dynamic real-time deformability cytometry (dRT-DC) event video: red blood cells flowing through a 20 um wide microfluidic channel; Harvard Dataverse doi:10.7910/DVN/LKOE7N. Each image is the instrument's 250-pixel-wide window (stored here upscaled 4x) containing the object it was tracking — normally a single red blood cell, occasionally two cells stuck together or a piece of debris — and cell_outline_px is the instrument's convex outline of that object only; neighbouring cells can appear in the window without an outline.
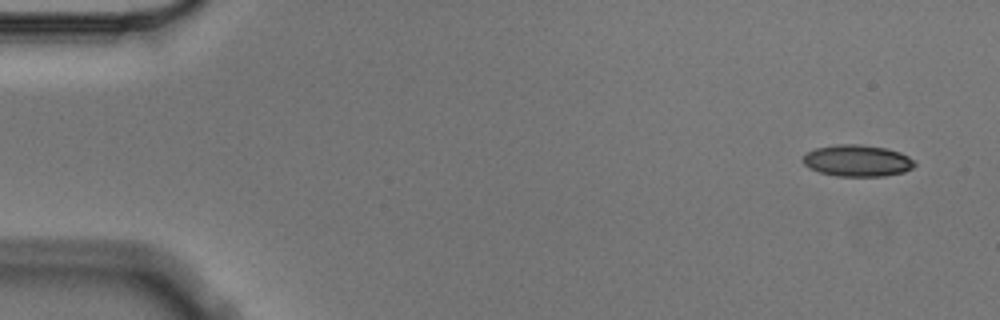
{"species": "Egyptian fruit bat (a non-hibernating species)", "species_latin": "Rousettus aegyptiacus", "temperature_condition": "cold", "stored_images_in_passage": 4, "camera_frame_rate_fps": 3000, "um_per_image_px": 0.085, "animal": {"sex": "male"}, "frame": {"image": 1, "passage_image": 1, "time_ms": 0.0, "image_size_px": [1000, 320], "cell_outline_px": [[916, 164], [912, 168], [904, 172], [884, 176], [836, 176], [820, 172], [804, 164], [804, 156], [808, 152], [816, 148], [836, 144], [860, 144], [884, 148], [900, 152], [908, 156]], "centroid_in_image_um": [72.9, 13.66], "position_along_channel_um": 12.1, "area_um2": 20.35}}
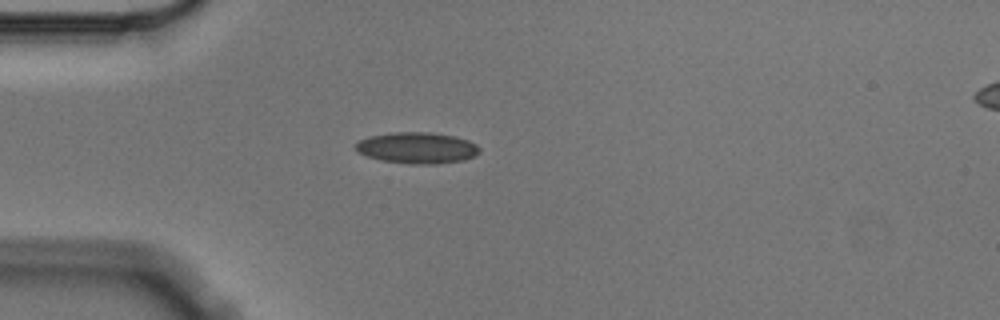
{"frame": {"image": 2, "passage_image": 4, "time_ms": 1.0, "image_size_px": [1000, 320], "cell_outline_px": [[480, 152], [476, 156], [464, 160], [436, 164], [412, 164], [380, 160], [368, 156], [360, 152], [356, 148], [356, 144], [360, 140], [368, 136], [392, 132], [428, 132], [452, 136], [468, 140], [476, 144], [480, 148]], "centroid_in_image_um": [35.49, 12.57], "position_along_channel_um": 49.5, "area_um2": 22.48}}